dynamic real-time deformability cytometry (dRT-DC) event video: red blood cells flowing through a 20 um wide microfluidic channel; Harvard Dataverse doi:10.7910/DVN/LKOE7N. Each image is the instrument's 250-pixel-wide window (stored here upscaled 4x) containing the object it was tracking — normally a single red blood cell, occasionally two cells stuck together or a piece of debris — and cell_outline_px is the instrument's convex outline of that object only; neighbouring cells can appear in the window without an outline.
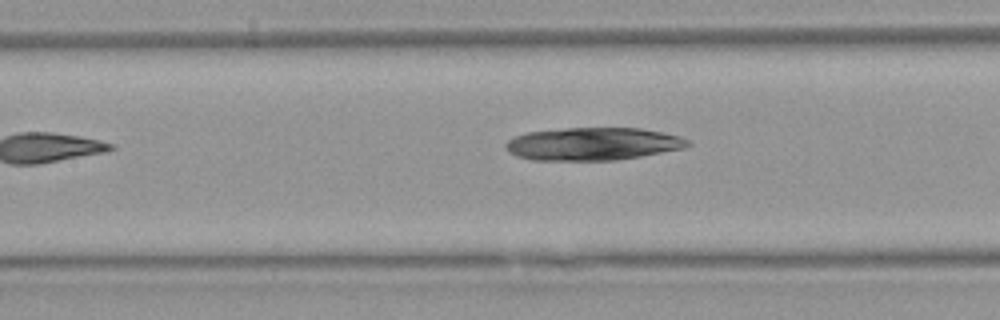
{"species": "Egyptian fruit bat (a non-hibernating species)", "species_latin": "Rousettus aegyptiacus", "temperature_condition": "warm", "stored_images_in_passage": 7, "camera_frame_rate_fps": 3000, "um_per_image_px": 0.085, "animal": {"sex": "female"}, "frame": {"image": 1, "passage_image": 6, "time_ms": 6.333, "image_size_px": [1000, 320], "cell_outline_px": [[692, 144], [684, 148], [640, 156], [616, 160], [532, 160], [516, 156], [508, 152], [504, 148], [504, 144], [508, 140], [516, 136], [528, 132], [564, 128], [640, 128], [680, 136], [688, 140]], "centroid_in_image_um": [50.36, 12.23], "position_along_channel_um": 157.0, "area_um2": 34.74}}
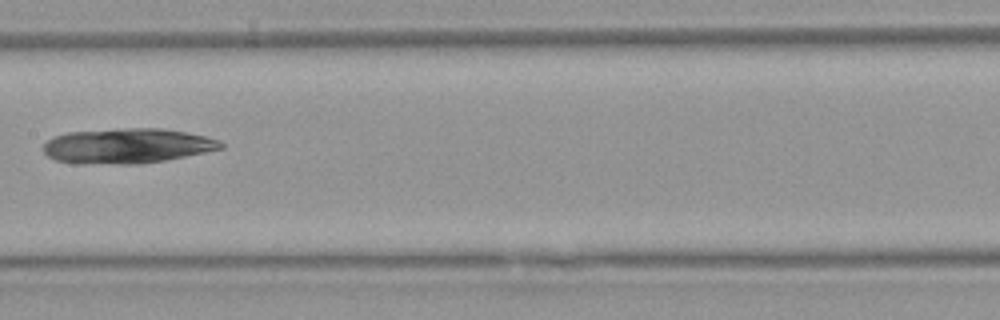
{"frame": {"image": 2, "passage_image": 7, "time_ms": 7.333, "image_size_px": [1000, 320], "cell_outline_px": [[224, 148], [164, 160], [136, 164], [72, 164], [56, 160], [48, 156], [44, 152], [44, 144], [52, 136], [68, 132], [124, 128], [160, 128], [184, 132], [204, 136], [220, 140], [224, 144]], "centroid_in_image_um": [10.76, 12.4], "position_along_channel_um": 196.6, "area_um2": 36.24}}